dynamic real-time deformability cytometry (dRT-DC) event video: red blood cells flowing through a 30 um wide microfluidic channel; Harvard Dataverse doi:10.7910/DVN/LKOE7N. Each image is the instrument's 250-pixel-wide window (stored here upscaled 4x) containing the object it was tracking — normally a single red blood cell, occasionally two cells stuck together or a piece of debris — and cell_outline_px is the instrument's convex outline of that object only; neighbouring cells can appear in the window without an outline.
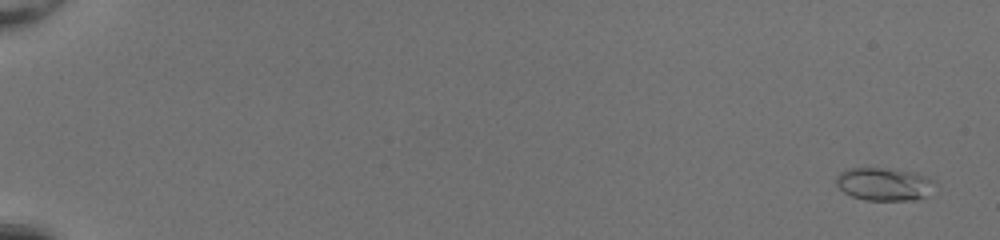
{"species": "common noctule bat (a hibernating species)", "species_latin": "Nyctalus noctula", "temperature_condition": "room temperature", "stored_images_in_passage": 53, "camera_frame_rate_fps": 3000, "um_per_image_px": 0.085, "animal": {"sex": "female", "body_mass_g": 20.0, "forearm_length_mm": 54.0}, "frame": {"image": 1, "passage_image": 3, "time_ms": 0.667, "image_size_px": [1000, 240], "cell_outline_px": [[932, 180], [924, 196], [916, 200], [864, 200], [852, 196], [844, 192], [836, 184], [836, 176], [840, 172], [848, 168], [888, 168], [912, 172], [924, 176]], "centroid_in_image_um": [75.03, 15.64], "position_along_channel_um": 10.0, "area_um2": 18.44}}
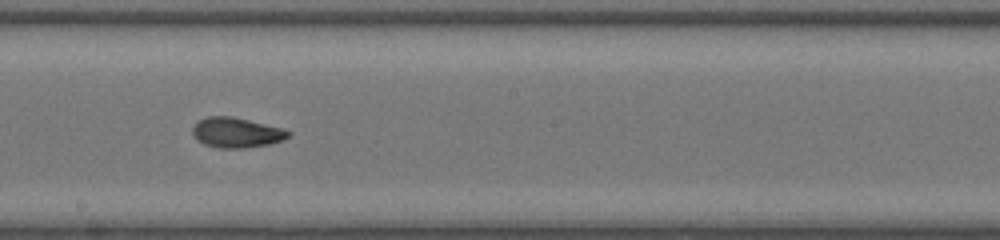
{"frame": {"image": 2, "passage_image": 33, "time_ms": 10.667, "image_size_px": [1000, 240], "cell_outline_px": [[292, 132], [284, 140], [268, 144], [244, 148], [216, 148], [204, 144], [196, 140], [192, 136], [192, 128], [196, 120], [208, 116], [232, 116], [284, 128]], "centroid_in_image_um": [20.06, 11.26], "position_along_channel_um": 228.1, "area_um2": 17.11}}
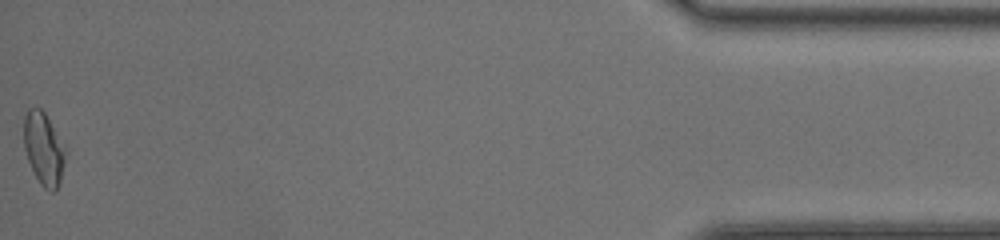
{"frame": {"image": 3, "passage_image": 53, "time_ms": 17.333, "image_size_px": [1000, 240], "cell_outline_px": [[68, 152], [60, 180], [56, 188], [52, 192], [44, 188], [40, 184], [28, 160], [24, 148], [24, 116], [28, 108], [40, 108], [44, 112], [68, 148]], "centroid_in_image_um": [3.75, 12.62], "position_along_channel_um": 431.5, "area_um2": 17.8}, "authors_computed_cell_mechanics": {"area_um2": 16.6464, "velocity_mm_per_s": 4.2443, "shape_relaxation_time_tau1_ms": 4.8613, "shape_relaxation_time_tau2_ms": 1.5407, "deformation_change_tau1": 0.1533, "deformation_change_tau2": 0.0684}}